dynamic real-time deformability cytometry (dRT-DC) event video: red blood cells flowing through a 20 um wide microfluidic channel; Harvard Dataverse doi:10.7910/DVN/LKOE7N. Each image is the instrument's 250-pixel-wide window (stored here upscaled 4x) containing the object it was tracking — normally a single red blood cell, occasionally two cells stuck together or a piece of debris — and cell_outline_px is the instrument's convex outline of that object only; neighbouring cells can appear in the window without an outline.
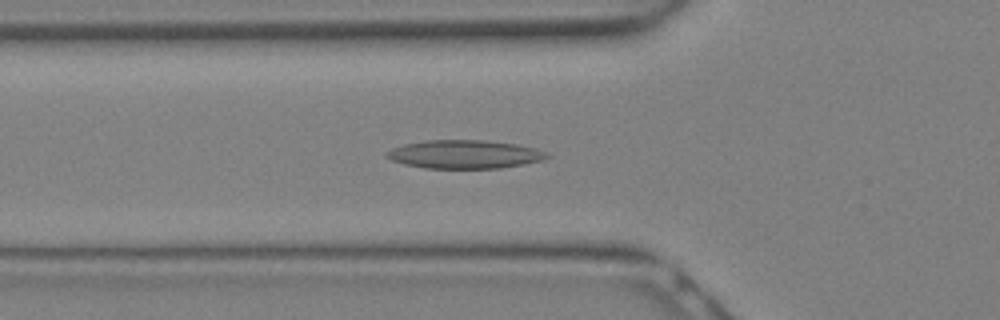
{"species": "Egyptian fruit bat (a non-hibernating species)", "species_latin": "Rousettus aegyptiacus", "temperature_condition": "warm", "stored_images_in_passage": 10, "camera_frame_rate_fps": 3000, "um_per_image_px": 0.085, "animal": {"sex": "female"}, "frame": {"image": 1, "passage_image": 6, "time_ms": 1.667, "image_size_px": [1000, 320], "cell_outline_px": [[552, 156], [544, 160], [524, 164], [500, 168], [424, 168], [404, 164], [392, 160], [388, 156], [388, 152], [392, 148], [404, 144], [424, 140], [488, 140], [516, 144], [536, 148]], "centroid_in_image_um": [39.53, 13.11], "position_along_channel_um": 86.3, "area_um2": 26.53}}
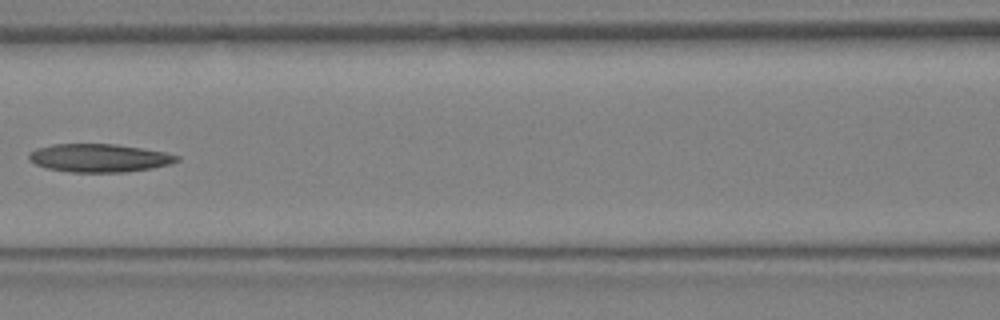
{"frame": {"image": 2, "passage_image": 9, "time_ms": 2.667, "image_size_px": [1000, 320], "cell_outline_px": [[180, 160], [168, 164], [152, 168], [124, 172], [72, 172], [48, 168], [36, 164], [28, 160], [28, 156], [36, 148], [52, 144], [116, 144], [164, 152], [180, 156]], "centroid_in_image_um": [8.43, 13.42], "position_along_channel_um": 158.2, "area_um2": 24.1}}